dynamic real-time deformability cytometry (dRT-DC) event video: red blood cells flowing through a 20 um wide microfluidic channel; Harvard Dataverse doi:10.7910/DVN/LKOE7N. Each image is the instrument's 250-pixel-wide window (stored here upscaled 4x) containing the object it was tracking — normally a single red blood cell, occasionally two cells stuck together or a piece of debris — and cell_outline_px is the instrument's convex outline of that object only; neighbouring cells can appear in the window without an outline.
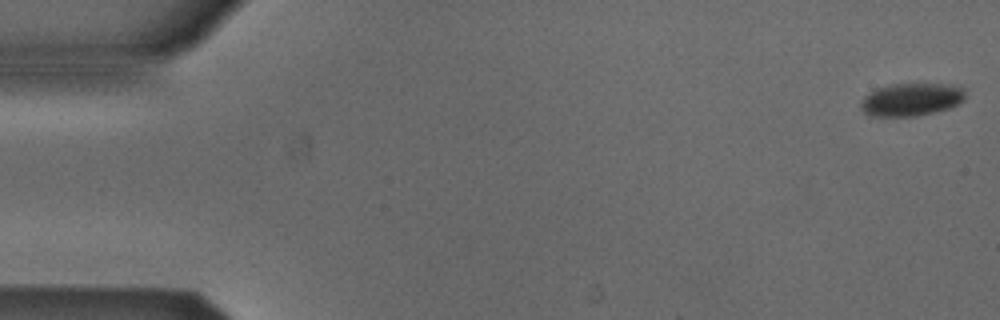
{"species": "Egyptian fruit bat (a non-hibernating species)", "species_latin": "Rousettus aegyptiacus", "temperature_condition": "cold", "stored_images_in_passage": 53, "camera_frame_rate_fps": 3000, "um_per_image_px": 0.085, "animal": {"sex": "male"}, "frame": {"image": 1, "passage_image": 1, "time_ms": 0.0, "image_size_px": [1000, 320], "cell_outline_px": [[964, 100], [948, 108], [916, 116], [868, 116], [860, 108], [860, 104], [864, 96], [876, 88], [892, 84], [944, 84], [964, 88]], "centroid_in_image_um": [77.4, 8.46], "position_along_channel_um": 7.6, "area_um2": 19.83}}
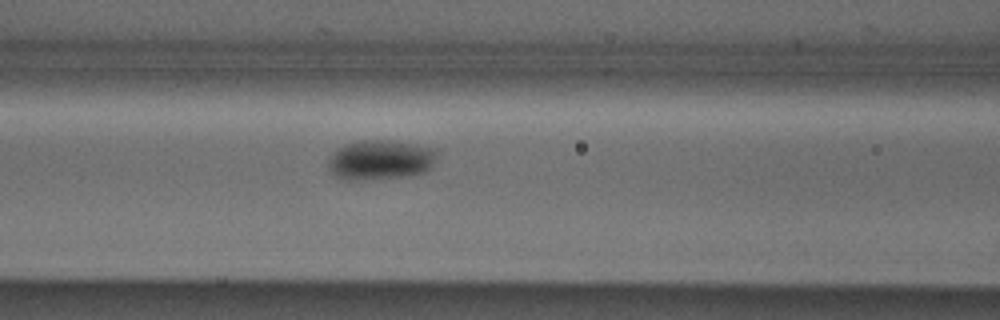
{"frame": {"image": 2, "passage_image": 22, "time_ms": 7.0, "image_size_px": [1000, 320], "cell_outline_px": [[440, 152], [432, 168], [424, 172], [408, 176], [360, 180], [344, 180], [336, 176], [328, 168], [328, 156], [336, 148], [344, 144], [360, 140], [388, 140], [416, 144], [436, 148]], "centroid_in_image_um": [32.35, 13.58], "position_along_channel_um": 134.2, "area_um2": 25.84}}
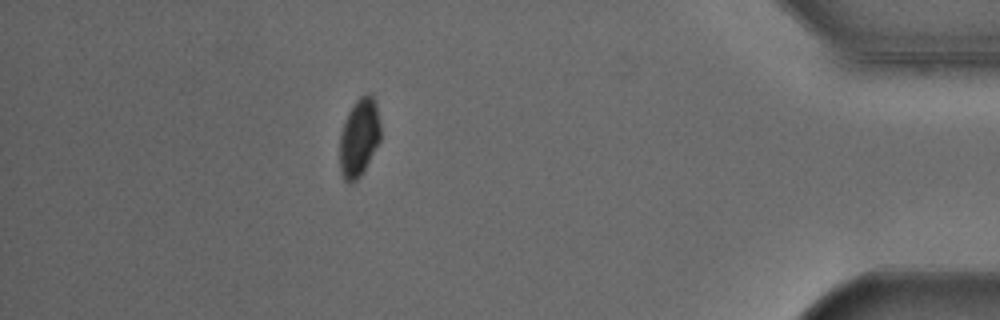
{"frame": {"image": 3, "passage_image": 47, "time_ms": 15.333, "image_size_px": [1000, 320], "cell_outline_px": [[380, 140], [364, 172], [356, 180], [348, 184], [344, 180], [340, 168], [340, 136], [344, 120], [348, 112], [356, 100], [360, 96], [368, 92], [372, 96], [376, 104], [380, 124]], "centroid_in_image_um": [30.52, 11.7], "position_along_channel_um": 404.7, "area_um2": 18.67}, "authors_computed_cell_mechanics": {"area_um2": 22.0796, "velocity_mm_per_s": 3.849, "shape_relaxation_time_tau1_ms": 7.265, "shape_relaxation_time_tau2_ms": null, "deformation_change_tau1": 0.0843, "deformation_change_tau2": null}}